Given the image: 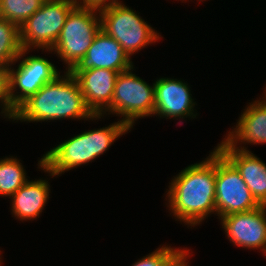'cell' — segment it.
I'll return each mask as SVG.
<instances>
[{"mask_svg": "<svg viewBox=\"0 0 266 266\" xmlns=\"http://www.w3.org/2000/svg\"><path fill=\"white\" fill-rule=\"evenodd\" d=\"M215 181L216 147L203 161L185 167L172 178L165 197L168 210L188 227L201 224L216 213Z\"/></svg>", "mask_w": 266, "mask_h": 266, "instance_id": "cell-1", "label": "cell"}, {"mask_svg": "<svg viewBox=\"0 0 266 266\" xmlns=\"http://www.w3.org/2000/svg\"><path fill=\"white\" fill-rule=\"evenodd\" d=\"M64 73L25 100L16 109L12 121L30 123L66 118L101 119L102 115H93L87 108L77 79L70 72Z\"/></svg>", "mask_w": 266, "mask_h": 266, "instance_id": "cell-2", "label": "cell"}, {"mask_svg": "<svg viewBox=\"0 0 266 266\" xmlns=\"http://www.w3.org/2000/svg\"><path fill=\"white\" fill-rule=\"evenodd\" d=\"M128 131H131L130 128L120 119L107 127L84 131L45 153L38 161V168L53 178L59 176L65 171L93 162Z\"/></svg>", "mask_w": 266, "mask_h": 266, "instance_id": "cell-3", "label": "cell"}, {"mask_svg": "<svg viewBox=\"0 0 266 266\" xmlns=\"http://www.w3.org/2000/svg\"><path fill=\"white\" fill-rule=\"evenodd\" d=\"M99 14V15H98ZM98 15V16H97ZM101 30L100 12L76 5L67 16L60 36L51 50L64 61L70 72L86 55L87 50Z\"/></svg>", "mask_w": 266, "mask_h": 266, "instance_id": "cell-4", "label": "cell"}, {"mask_svg": "<svg viewBox=\"0 0 266 266\" xmlns=\"http://www.w3.org/2000/svg\"><path fill=\"white\" fill-rule=\"evenodd\" d=\"M101 29L114 38L130 57L162 36L131 7L122 2L100 12Z\"/></svg>", "mask_w": 266, "mask_h": 266, "instance_id": "cell-5", "label": "cell"}, {"mask_svg": "<svg viewBox=\"0 0 266 266\" xmlns=\"http://www.w3.org/2000/svg\"><path fill=\"white\" fill-rule=\"evenodd\" d=\"M130 69L119 72L116 79L111 106L102 114H116L130 129L138 118L153 116L155 107L154 83L149 85ZM108 112V113H106Z\"/></svg>", "mask_w": 266, "mask_h": 266, "instance_id": "cell-6", "label": "cell"}, {"mask_svg": "<svg viewBox=\"0 0 266 266\" xmlns=\"http://www.w3.org/2000/svg\"><path fill=\"white\" fill-rule=\"evenodd\" d=\"M76 5L74 0H45L19 28L21 48L51 50Z\"/></svg>", "mask_w": 266, "mask_h": 266, "instance_id": "cell-7", "label": "cell"}, {"mask_svg": "<svg viewBox=\"0 0 266 266\" xmlns=\"http://www.w3.org/2000/svg\"><path fill=\"white\" fill-rule=\"evenodd\" d=\"M215 205L218 219L261 206L252 196L236 167L217 148Z\"/></svg>", "mask_w": 266, "mask_h": 266, "instance_id": "cell-8", "label": "cell"}, {"mask_svg": "<svg viewBox=\"0 0 266 266\" xmlns=\"http://www.w3.org/2000/svg\"><path fill=\"white\" fill-rule=\"evenodd\" d=\"M29 52L30 50L21 49L15 61V63L20 62H18L17 69L12 68L13 65L9 67L10 99L15 110L42 86L52 82L60 74L50 60L39 55L26 57L25 55Z\"/></svg>", "mask_w": 266, "mask_h": 266, "instance_id": "cell-9", "label": "cell"}, {"mask_svg": "<svg viewBox=\"0 0 266 266\" xmlns=\"http://www.w3.org/2000/svg\"><path fill=\"white\" fill-rule=\"evenodd\" d=\"M222 228L235 246L261 249L266 256V206L220 218Z\"/></svg>", "mask_w": 266, "mask_h": 266, "instance_id": "cell-10", "label": "cell"}, {"mask_svg": "<svg viewBox=\"0 0 266 266\" xmlns=\"http://www.w3.org/2000/svg\"><path fill=\"white\" fill-rule=\"evenodd\" d=\"M190 86L180 79L159 78L154 82L155 107L153 116L160 118L181 119L196 118L194 102Z\"/></svg>", "mask_w": 266, "mask_h": 266, "instance_id": "cell-11", "label": "cell"}, {"mask_svg": "<svg viewBox=\"0 0 266 266\" xmlns=\"http://www.w3.org/2000/svg\"><path fill=\"white\" fill-rule=\"evenodd\" d=\"M77 79L87 108L93 115H102L111 106L118 72L92 68L70 71Z\"/></svg>", "mask_w": 266, "mask_h": 266, "instance_id": "cell-12", "label": "cell"}, {"mask_svg": "<svg viewBox=\"0 0 266 266\" xmlns=\"http://www.w3.org/2000/svg\"><path fill=\"white\" fill-rule=\"evenodd\" d=\"M237 121L235 128L231 129L232 131L229 130L224 140L216 147L247 150L242 144L261 145L266 143V104L261 98L249 103Z\"/></svg>", "mask_w": 266, "mask_h": 266, "instance_id": "cell-13", "label": "cell"}, {"mask_svg": "<svg viewBox=\"0 0 266 266\" xmlns=\"http://www.w3.org/2000/svg\"><path fill=\"white\" fill-rule=\"evenodd\" d=\"M130 57L122 46L102 29L95 36L86 55L71 71H85L92 68L123 72L133 67Z\"/></svg>", "mask_w": 266, "mask_h": 266, "instance_id": "cell-14", "label": "cell"}, {"mask_svg": "<svg viewBox=\"0 0 266 266\" xmlns=\"http://www.w3.org/2000/svg\"><path fill=\"white\" fill-rule=\"evenodd\" d=\"M216 148L236 167L256 201L266 206V164L249 150Z\"/></svg>", "mask_w": 266, "mask_h": 266, "instance_id": "cell-15", "label": "cell"}, {"mask_svg": "<svg viewBox=\"0 0 266 266\" xmlns=\"http://www.w3.org/2000/svg\"><path fill=\"white\" fill-rule=\"evenodd\" d=\"M50 185L47 180H28L11 197V212L20 221L40 217L49 199Z\"/></svg>", "mask_w": 266, "mask_h": 266, "instance_id": "cell-16", "label": "cell"}, {"mask_svg": "<svg viewBox=\"0 0 266 266\" xmlns=\"http://www.w3.org/2000/svg\"><path fill=\"white\" fill-rule=\"evenodd\" d=\"M26 174L18 158L10 156L0 159V196L10 198L28 181Z\"/></svg>", "mask_w": 266, "mask_h": 266, "instance_id": "cell-17", "label": "cell"}, {"mask_svg": "<svg viewBox=\"0 0 266 266\" xmlns=\"http://www.w3.org/2000/svg\"><path fill=\"white\" fill-rule=\"evenodd\" d=\"M21 49L19 28L0 17V66L15 65Z\"/></svg>", "mask_w": 266, "mask_h": 266, "instance_id": "cell-18", "label": "cell"}, {"mask_svg": "<svg viewBox=\"0 0 266 266\" xmlns=\"http://www.w3.org/2000/svg\"><path fill=\"white\" fill-rule=\"evenodd\" d=\"M45 0H0V17L18 28L32 16Z\"/></svg>", "mask_w": 266, "mask_h": 266, "instance_id": "cell-19", "label": "cell"}, {"mask_svg": "<svg viewBox=\"0 0 266 266\" xmlns=\"http://www.w3.org/2000/svg\"><path fill=\"white\" fill-rule=\"evenodd\" d=\"M184 248H172L168 245L158 247L152 253L142 257L133 263L132 266H168L170 262L183 250Z\"/></svg>", "mask_w": 266, "mask_h": 266, "instance_id": "cell-20", "label": "cell"}, {"mask_svg": "<svg viewBox=\"0 0 266 266\" xmlns=\"http://www.w3.org/2000/svg\"><path fill=\"white\" fill-rule=\"evenodd\" d=\"M0 104V114L12 120L16 110L12 107L10 99L9 66H0Z\"/></svg>", "mask_w": 266, "mask_h": 266, "instance_id": "cell-21", "label": "cell"}, {"mask_svg": "<svg viewBox=\"0 0 266 266\" xmlns=\"http://www.w3.org/2000/svg\"><path fill=\"white\" fill-rule=\"evenodd\" d=\"M75 3L83 8L89 10L101 12L103 10L109 9L110 7L119 4L122 1L119 0H74Z\"/></svg>", "mask_w": 266, "mask_h": 266, "instance_id": "cell-22", "label": "cell"}, {"mask_svg": "<svg viewBox=\"0 0 266 266\" xmlns=\"http://www.w3.org/2000/svg\"><path fill=\"white\" fill-rule=\"evenodd\" d=\"M190 250L185 248L183 249L171 262L168 266H190L189 264V257H190ZM189 256V257H188ZM188 258V259H187ZM188 261V262H187Z\"/></svg>", "mask_w": 266, "mask_h": 266, "instance_id": "cell-23", "label": "cell"}, {"mask_svg": "<svg viewBox=\"0 0 266 266\" xmlns=\"http://www.w3.org/2000/svg\"><path fill=\"white\" fill-rule=\"evenodd\" d=\"M265 96V97H263ZM262 96V101L266 104V88H265V92H264V95Z\"/></svg>", "mask_w": 266, "mask_h": 266, "instance_id": "cell-24", "label": "cell"}]
</instances>
